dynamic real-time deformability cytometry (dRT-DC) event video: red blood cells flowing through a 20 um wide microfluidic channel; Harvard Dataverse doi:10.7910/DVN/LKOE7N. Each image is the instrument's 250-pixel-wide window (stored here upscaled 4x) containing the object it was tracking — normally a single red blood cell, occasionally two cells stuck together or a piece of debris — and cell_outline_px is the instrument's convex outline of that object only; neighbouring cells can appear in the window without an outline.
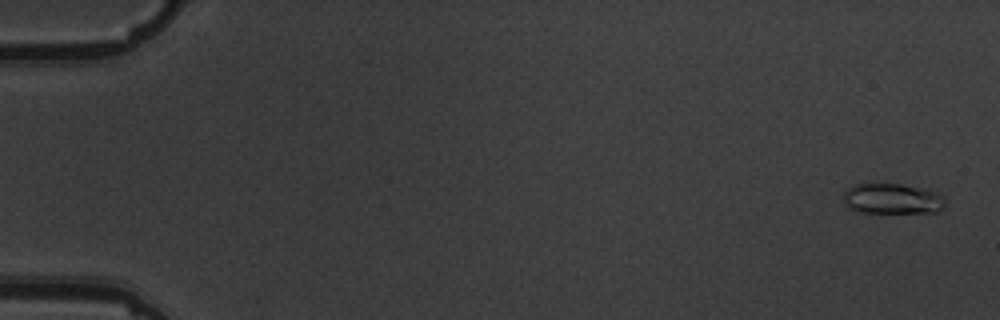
{"species": "common noctule bat (a hibernating species)", "species_latin": "Nyctalus noctula", "temperature_condition": "warm", "stored_images_in_passage": 5, "camera_frame_rate_fps": 3000, "um_per_image_px": 0.085, "animal": {"sex": "male", "body_mass_g": 19.5, "forearm_length_mm": 54.6}, "frame": {"image": 1, "passage_image": 1, "time_ms": 0.0, "image_size_px": [1000, 320], "cell_outline_px": [[944, 208], [936, 212], [860, 212], [848, 208], [844, 200], [844, 192], [848, 188], [856, 184], [900, 184], [928, 188], [940, 192], [944, 196]], "centroid_in_image_um": [75.9, 16.88], "position_along_channel_um": 9.1, "area_um2": 18.21}}